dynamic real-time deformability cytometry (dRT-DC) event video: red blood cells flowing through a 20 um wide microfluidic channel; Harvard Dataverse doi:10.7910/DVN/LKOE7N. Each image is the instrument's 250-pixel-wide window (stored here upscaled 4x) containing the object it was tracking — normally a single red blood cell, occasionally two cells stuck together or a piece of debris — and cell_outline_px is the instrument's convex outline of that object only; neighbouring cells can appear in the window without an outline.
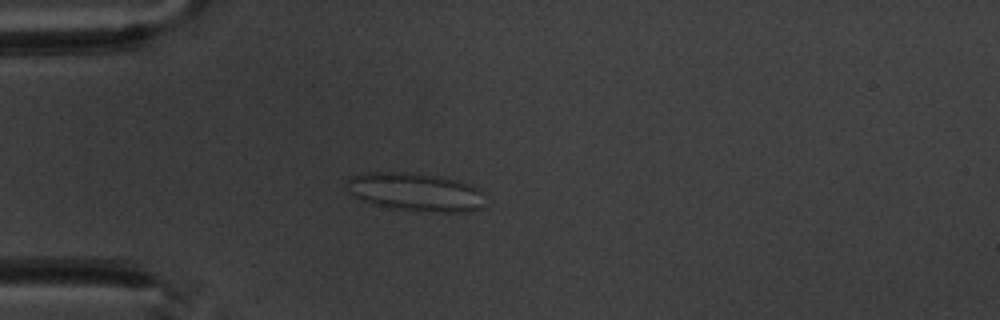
{"species": "common noctule bat (a hibernating species)", "species_latin": "Nyctalus noctula", "temperature_condition": "warm", "stored_images_in_passage": 3, "camera_frame_rate_fps": 3000, "um_per_image_px": 0.085, "animal": {"sex": "male", "body_mass_g": 20.1, "forearm_length_mm": 53.5}, "frame": {"image": 1, "passage_image": 3, "time_ms": 3.333, "image_size_px": [1000, 320], "cell_outline_px": [[484, 208], [472, 212], [432, 212], [396, 208], [376, 204], [352, 196], [348, 192], [348, 180], [352, 176], [368, 172], [408, 172], [436, 176], [456, 180], [468, 184], [476, 188], [480, 192]], "centroid_in_image_um": [35.33, 16.32], "position_along_channel_um": 49.7, "area_um2": 30.46}}